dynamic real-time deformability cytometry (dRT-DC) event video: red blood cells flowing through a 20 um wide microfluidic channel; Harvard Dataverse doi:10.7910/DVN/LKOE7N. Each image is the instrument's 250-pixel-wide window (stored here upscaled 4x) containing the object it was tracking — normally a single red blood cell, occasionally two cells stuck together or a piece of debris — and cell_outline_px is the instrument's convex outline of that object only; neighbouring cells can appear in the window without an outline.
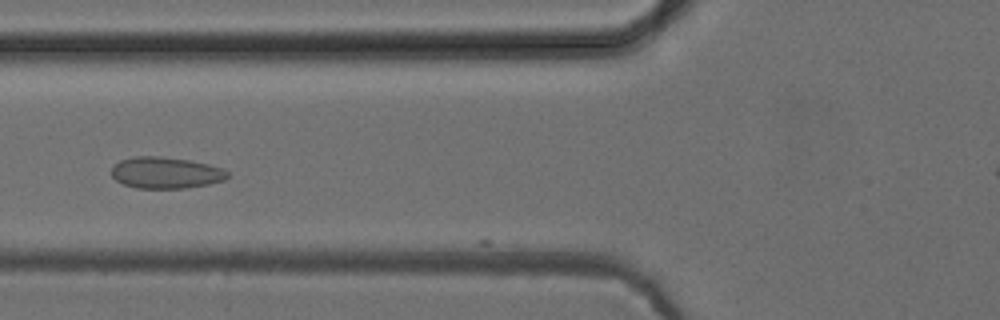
{"species": "common noctule bat (a hibernating species)", "species_latin": "Nyctalus noctula", "temperature_condition": "cold", "stored_images_in_passage": 21, "camera_frame_rate_fps": 3000, "um_per_image_px": 0.085, "animal": {"sex": "female", "body_mass_g": 24.6, "forearm_length_mm": 56.2}, "frame": {"image": 1, "passage_image": 20, "time_ms": 6.333, "image_size_px": [1000, 320], "cell_outline_px": [[228, 176], [224, 180], [208, 184], [184, 188], [136, 188], [124, 184], [116, 180], [112, 176], [112, 168], [120, 160], [132, 156], [160, 156], [188, 160], [208, 164], [224, 168], [228, 172]], "centroid_in_image_um": [14.09, 14.68], "position_along_channel_um": 111.7, "area_um2": 21.21}}